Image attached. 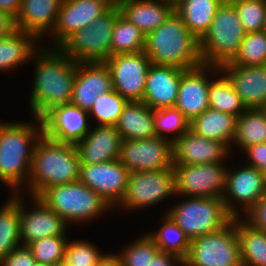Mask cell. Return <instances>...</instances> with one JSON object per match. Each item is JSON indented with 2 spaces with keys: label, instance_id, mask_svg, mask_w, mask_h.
I'll list each match as a JSON object with an SVG mask.
<instances>
[{
  "label": "cell",
  "instance_id": "1",
  "mask_svg": "<svg viewBox=\"0 0 266 266\" xmlns=\"http://www.w3.org/2000/svg\"><path fill=\"white\" fill-rule=\"evenodd\" d=\"M53 49L41 48L40 52L37 50L32 56L36 57V74L30 107L37 122L42 121L55 108L70 105L72 99L76 62L59 48L57 51Z\"/></svg>",
  "mask_w": 266,
  "mask_h": 266
},
{
  "label": "cell",
  "instance_id": "2",
  "mask_svg": "<svg viewBox=\"0 0 266 266\" xmlns=\"http://www.w3.org/2000/svg\"><path fill=\"white\" fill-rule=\"evenodd\" d=\"M143 52L150 63L187 71L203 65L199 39L173 10L156 30L145 36Z\"/></svg>",
  "mask_w": 266,
  "mask_h": 266
},
{
  "label": "cell",
  "instance_id": "3",
  "mask_svg": "<svg viewBox=\"0 0 266 266\" xmlns=\"http://www.w3.org/2000/svg\"><path fill=\"white\" fill-rule=\"evenodd\" d=\"M79 172L75 145L53 140L43 133L34 147L28 191L31 197H38L49 187L79 181Z\"/></svg>",
  "mask_w": 266,
  "mask_h": 266
},
{
  "label": "cell",
  "instance_id": "4",
  "mask_svg": "<svg viewBox=\"0 0 266 266\" xmlns=\"http://www.w3.org/2000/svg\"><path fill=\"white\" fill-rule=\"evenodd\" d=\"M37 124L38 130L36 125L26 123H0V180L15 193L30 175L34 147L43 134L42 121Z\"/></svg>",
  "mask_w": 266,
  "mask_h": 266
},
{
  "label": "cell",
  "instance_id": "5",
  "mask_svg": "<svg viewBox=\"0 0 266 266\" xmlns=\"http://www.w3.org/2000/svg\"><path fill=\"white\" fill-rule=\"evenodd\" d=\"M245 35L234 5L225 0L214 15L206 34L199 40L203 64L220 68L230 63Z\"/></svg>",
  "mask_w": 266,
  "mask_h": 266
},
{
  "label": "cell",
  "instance_id": "6",
  "mask_svg": "<svg viewBox=\"0 0 266 266\" xmlns=\"http://www.w3.org/2000/svg\"><path fill=\"white\" fill-rule=\"evenodd\" d=\"M37 198L66 223L95 218L111 207L99 194L80 181L49 187Z\"/></svg>",
  "mask_w": 266,
  "mask_h": 266
},
{
  "label": "cell",
  "instance_id": "7",
  "mask_svg": "<svg viewBox=\"0 0 266 266\" xmlns=\"http://www.w3.org/2000/svg\"><path fill=\"white\" fill-rule=\"evenodd\" d=\"M179 204L166 214L184 231L190 241L220 230L233 219L222 198L190 197Z\"/></svg>",
  "mask_w": 266,
  "mask_h": 266
},
{
  "label": "cell",
  "instance_id": "8",
  "mask_svg": "<svg viewBox=\"0 0 266 266\" xmlns=\"http://www.w3.org/2000/svg\"><path fill=\"white\" fill-rule=\"evenodd\" d=\"M118 8H110L89 26L74 32L58 48L74 62H104L111 56V39Z\"/></svg>",
  "mask_w": 266,
  "mask_h": 266
},
{
  "label": "cell",
  "instance_id": "9",
  "mask_svg": "<svg viewBox=\"0 0 266 266\" xmlns=\"http://www.w3.org/2000/svg\"><path fill=\"white\" fill-rule=\"evenodd\" d=\"M236 217L218 231L190 241L184 266H240Z\"/></svg>",
  "mask_w": 266,
  "mask_h": 266
},
{
  "label": "cell",
  "instance_id": "10",
  "mask_svg": "<svg viewBox=\"0 0 266 266\" xmlns=\"http://www.w3.org/2000/svg\"><path fill=\"white\" fill-rule=\"evenodd\" d=\"M167 138L122 140L118 160L129 172L172 169V142Z\"/></svg>",
  "mask_w": 266,
  "mask_h": 266
},
{
  "label": "cell",
  "instance_id": "11",
  "mask_svg": "<svg viewBox=\"0 0 266 266\" xmlns=\"http://www.w3.org/2000/svg\"><path fill=\"white\" fill-rule=\"evenodd\" d=\"M222 165V163L173 164L175 194L222 198L227 172V168Z\"/></svg>",
  "mask_w": 266,
  "mask_h": 266
},
{
  "label": "cell",
  "instance_id": "12",
  "mask_svg": "<svg viewBox=\"0 0 266 266\" xmlns=\"http://www.w3.org/2000/svg\"><path fill=\"white\" fill-rule=\"evenodd\" d=\"M105 64L111 73L113 89L128 102L143 101L149 58L141 51L116 54L106 59Z\"/></svg>",
  "mask_w": 266,
  "mask_h": 266
},
{
  "label": "cell",
  "instance_id": "13",
  "mask_svg": "<svg viewBox=\"0 0 266 266\" xmlns=\"http://www.w3.org/2000/svg\"><path fill=\"white\" fill-rule=\"evenodd\" d=\"M176 193L173 169L130 172L119 206L129 210L154 205Z\"/></svg>",
  "mask_w": 266,
  "mask_h": 266
},
{
  "label": "cell",
  "instance_id": "14",
  "mask_svg": "<svg viewBox=\"0 0 266 266\" xmlns=\"http://www.w3.org/2000/svg\"><path fill=\"white\" fill-rule=\"evenodd\" d=\"M129 171L119 160L97 164H80L79 181L99 194L112 207L126 192Z\"/></svg>",
  "mask_w": 266,
  "mask_h": 266
},
{
  "label": "cell",
  "instance_id": "15",
  "mask_svg": "<svg viewBox=\"0 0 266 266\" xmlns=\"http://www.w3.org/2000/svg\"><path fill=\"white\" fill-rule=\"evenodd\" d=\"M265 192L263 172L257 168L246 165V168L243 167L237 172L229 173L227 170L222 199L227 211L233 217H239L240 213L237 212L232 199L243 204L246 214L252 206L265 197Z\"/></svg>",
  "mask_w": 266,
  "mask_h": 266
},
{
  "label": "cell",
  "instance_id": "16",
  "mask_svg": "<svg viewBox=\"0 0 266 266\" xmlns=\"http://www.w3.org/2000/svg\"><path fill=\"white\" fill-rule=\"evenodd\" d=\"M111 90V73L105 62L76 63L71 105L89 112L97 97Z\"/></svg>",
  "mask_w": 266,
  "mask_h": 266
},
{
  "label": "cell",
  "instance_id": "17",
  "mask_svg": "<svg viewBox=\"0 0 266 266\" xmlns=\"http://www.w3.org/2000/svg\"><path fill=\"white\" fill-rule=\"evenodd\" d=\"M110 8L102 0H62L52 31L56 49L74 32L89 26Z\"/></svg>",
  "mask_w": 266,
  "mask_h": 266
},
{
  "label": "cell",
  "instance_id": "18",
  "mask_svg": "<svg viewBox=\"0 0 266 266\" xmlns=\"http://www.w3.org/2000/svg\"><path fill=\"white\" fill-rule=\"evenodd\" d=\"M218 71L225 72L246 109H266V65L225 64Z\"/></svg>",
  "mask_w": 266,
  "mask_h": 266
},
{
  "label": "cell",
  "instance_id": "19",
  "mask_svg": "<svg viewBox=\"0 0 266 266\" xmlns=\"http://www.w3.org/2000/svg\"><path fill=\"white\" fill-rule=\"evenodd\" d=\"M228 149L224 142L201 137L189 130L172 142L173 164L221 163L229 155Z\"/></svg>",
  "mask_w": 266,
  "mask_h": 266
},
{
  "label": "cell",
  "instance_id": "20",
  "mask_svg": "<svg viewBox=\"0 0 266 266\" xmlns=\"http://www.w3.org/2000/svg\"><path fill=\"white\" fill-rule=\"evenodd\" d=\"M219 67L202 65L181 74L175 108L180 110L189 121L201 115L209 107L208 93L210 80L207 70Z\"/></svg>",
  "mask_w": 266,
  "mask_h": 266
},
{
  "label": "cell",
  "instance_id": "21",
  "mask_svg": "<svg viewBox=\"0 0 266 266\" xmlns=\"http://www.w3.org/2000/svg\"><path fill=\"white\" fill-rule=\"evenodd\" d=\"M32 198L36 208L29 212L24 210L19 199L21 245L27 246L35 240L46 237L64 236L67 223L40 199Z\"/></svg>",
  "mask_w": 266,
  "mask_h": 266
},
{
  "label": "cell",
  "instance_id": "22",
  "mask_svg": "<svg viewBox=\"0 0 266 266\" xmlns=\"http://www.w3.org/2000/svg\"><path fill=\"white\" fill-rule=\"evenodd\" d=\"M88 112L73 105L52 110L43 120V133L56 141L75 144L89 132Z\"/></svg>",
  "mask_w": 266,
  "mask_h": 266
},
{
  "label": "cell",
  "instance_id": "23",
  "mask_svg": "<svg viewBox=\"0 0 266 266\" xmlns=\"http://www.w3.org/2000/svg\"><path fill=\"white\" fill-rule=\"evenodd\" d=\"M122 138L113 125H98L77 141L80 164L105 163L119 158Z\"/></svg>",
  "mask_w": 266,
  "mask_h": 266
},
{
  "label": "cell",
  "instance_id": "24",
  "mask_svg": "<svg viewBox=\"0 0 266 266\" xmlns=\"http://www.w3.org/2000/svg\"><path fill=\"white\" fill-rule=\"evenodd\" d=\"M184 70L166 65H150L143 102L152 110L174 107Z\"/></svg>",
  "mask_w": 266,
  "mask_h": 266
},
{
  "label": "cell",
  "instance_id": "25",
  "mask_svg": "<svg viewBox=\"0 0 266 266\" xmlns=\"http://www.w3.org/2000/svg\"><path fill=\"white\" fill-rule=\"evenodd\" d=\"M62 0H21L15 19L16 29L30 33L37 39L53 31ZM47 32V33H46Z\"/></svg>",
  "mask_w": 266,
  "mask_h": 266
},
{
  "label": "cell",
  "instance_id": "26",
  "mask_svg": "<svg viewBox=\"0 0 266 266\" xmlns=\"http://www.w3.org/2000/svg\"><path fill=\"white\" fill-rule=\"evenodd\" d=\"M118 9L146 36L165 22L174 5L167 0H127Z\"/></svg>",
  "mask_w": 266,
  "mask_h": 266
},
{
  "label": "cell",
  "instance_id": "27",
  "mask_svg": "<svg viewBox=\"0 0 266 266\" xmlns=\"http://www.w3.org/2000/svg\"><path fill=\"white\" fill-rule=\"evenodd\" d=\"M116 129L122 140L156 137L153 110L143 101H130L119 116Z\"/></svg>",
  "mask_w": 266,
  "mask_h": 266
},
{
  "label": "cell",
  "instance_id": "28",
  "mask_svg": "<svg viewBox=\"0 0 266 266\" xmlns=\"http://www.w3.org/2000/svg\"><path fill=\"white\" fill-rule=\"evenodd\" d=\"M236 125L237 116L208 108L190 121V130L201 137L221 141L231 146L229 142L232 143L235 138Z\"/></svg>",
  "mask_w": 266,
  "mask_h": 266
},
{
  "label": "cell",
  "instance_id": "29",
  "mask_svg": "<svg viewBox=\"0 0 266 266\" xmlns=\"http://www.w3.org/2000/svg\"><path fill=\"white\" fill-rule=\"evenodd\" d=\"M225 0H180L174 10L186 27L200 40L207 32L218 8Z\"/></svg>",
  "mask_w": 266,
  "mask_h": 266
},
{
  "label": "cell",
  "instance_id": "30",
  "mask_svg": "<svg viewBox=\"0 0 266 266\" xmlns=\"http://www.w3.org/2000/svg\"><path fill=\"white\" fill-rule=\"evenodd\" d=\"M37 38L30 33L16 29L10 35L0 38V71L17 67L36 53Z\"/></svg>",
  "mask_w": 266,
  "mask_h": 266
},
{
  "label": "cell",
  "instance_id": "31",
  "mask_svg": "<svg viewBox=\"0 0 266 266\" xmlns=\"http://www.w3.org/2000/svg\"><path fill=\"white\" fill-rule=\"evenodd\" d=\"M236 217L240 259L243 266H266V231L251 227Z\"/></svg>",
  "mask_w": 266,
  "mask_h": 266
},
{
  "label": "cell",
  "instance_id": "32",
  "mask_svg": "<svg viewBox=\"0 0 266 266\" xmlns=\"http://www.w3.org/2000/svg\"><path fill=\"white\" fill-rule=\"evenodd\" d=\"M13 197V198H12ZM0 208V262L15 248L21 246L18 193Z\"/></svg>",
  "mask_w": 266,
  "mask_h": 266
},
{
  "label": "cell",
  "instance_id": "33",
  "mask_svg": "<svg viewBox=\"0 0 266 266\" xmlns=\"http://www.w3.org/2000/svg\"><path fill=\"white\" fill-rule=\"evenodd\" d=\"M233 141L241 150L266 142V109H246L240 114Z\"/></svg>",
  "mask_w": 266,
  "mask_h": 266
},
{
  "label": "cell",
  "instance_id": "34",
  "mask_svg": "<svg viewBox=\"0 0 266 266\" xmlns=\"http://www.w3.org/2000/svg\"><path fill=\"white\" fill-rule=\"evenodd\" d=\"M145 35L133 23L119 14L116 17L111 39V56L137 53L144 50Z\"/></svg>",
  "mask_w": 266,
  "mask_h": 266
},
{
  "label": "cell",
  "instance_id": "35",
  "mask_svg": "<svg viewBox=\"0 0 266 266\" xmlns=\"http://www.w3.org/2000/svg\"><path fill=\"white\" fill-rule=\"evenodd\" d=\"M208 100L210 108L237 117L246 110L226 75L214 81L210 80Z\"/></svg>",
  "mask_w": 266,
  "mask_h": 266
},
{
  "label": "cell",
  "instance_id": "36",
  "mask_svg": "<svg viewBox=\"0 0 266 266\" xmlns=\"http://www.w3.org/2000/svg\"><path fill=\"white\" fill-rule=\"evenodd\" d=\"M163 223L160 231L149 234V236L160 251L176 255L184 260L189 251L190 240L167 214Z\"/></svg>",
  "mask_w": 266,
  "mask_h": 266
},
{
  "label": "cell",
  "instance_id": "37",
  "mask_svg": "<svg viewBox=\"0 0 266 266\" xmlns=\"http://www.w3.org/2000/svg\"><path fill=\"white\" fill-rule=\"evenodd\" d=\"M228 65H266V33H246L235 58Z\"/></svg>",
  "mask_w": 266,
  "mask_h": 266
},
{
  "label": "cell",
  "instance_id": "38",
  "mask_svg": "<svg viewBox=\"0 0 266 266\" xmlns=\"http://www.w3.org/2000/svg\"><path fill=\"white\" fill-rule=\"evenodd\" d=\"M155 131L157 137L165 138V132H175L171 142L190 130V121L175 107L153 110Z\"/></svg>",
  "mask_w": 266,
  "mask_h": 266
},
{
  "label": "cell",
  "instance_id": "39",
  "mask_svg": "<svg viewBox=\"0 0 266 266\" xmlns=\"http://www.w3.org/2000/svg\"><path fill=\"white\" fill-rule=\"evenodd\" d=\"M127 102L113 89L99 95L88 114L94 115L99 121V125L115 126Z\"/></svg>",
  "mask_w": 266,
  "mask_h": 266
},
{
  "label": "cell",
  "instance_id": "40",
  "mask_svg": "<svg viewBox=\"0 0 266 266\" xmlns=\"http://www.w3.org/2000/svg\"><path fill=\"white\" fill-rule=\"evenodd\" d=\"M235 7L246 33L264 30L266 0H229Z\"/></svg>",
  "mask_w": 266,
  "mask_h": 266
},
{
  "label": "cell",
  "instance_id": "41",
  "mask_svg": "<svg viewBox=\"0 0 266 266\" xmlns=\"http://www.w3.org/2000/svg\"><path fill=\"white\" fill-rule=\"evenodd\" d=\"M65 236H51L38 239L27 247L31 250L37 264H54L64 260L67 245Z\"/></svg>",
  "mask_w": 266,
  "mask_h": 266
},
{
  "label": "cell",
  "instance_id": "42",
  "mask_svg": "<svg viewBox=\"0 0 266 266\" xmlns=\"http://www.w3.org/2000/svg\"><path fill=\"white\" fill-rule=\"evenodd\" d=\"M135 241L125 248L123 254H118L122 266H150L160 249L149 235L141 236Z\"/></svg>",
  "mask_w": 266,
  "mask_h": 266
},
{
  "label": "cell",
  "instance_id": "43",
  "mask_svg": "<svg viewBox=\"0 0 266 266\" xmlns=\"http://www.w3.org/2000/svg\"><path fill=\"white\" fill-rule=\"evenodd\" d=\"M104 255L90 242L78 240L67 242L64 260L72 266H96Z\"/></svg>",
  "mask_w": 266,
  "mask_h": 266
},
{
  "label": "cell",
  "instance_id": "44",
  "mask_svg": "<svg viewBox=\"0 0 266 266\" xmlns=\"http://www.w3.org/2000/svg\"><path fill=\"white\" fill-rule=\"evenodd\" d=\"M36 259L27 246L13 249L1 262L0 266H36Z\"/></svg>",
  "mask_w": 266,
  "mask_h": 266
},
{
  "label": "cell",
  "instance_id": "45",
  "mask_svg": "<svg viewBox=\"0 0 266 266\" xmlns=\"http://www.w3.org/2000/svg\"><path fill=\"white\" fill-rule=\"evenodd\" d=\"M247 224L251 227L266 231V198H261L254 206H252L247 212Z\"/></svg>",
  "mask_w": 266,
  "mask_h": 266
},
{
  "label": "cell",
  "instance_id": "46",
  "mask_svg": "<svg viewBox=\"0 0 266 266\" xmlns=\"http://www.w3.org/2000/svg\"><path fill=\"white\" fill-rule=\"evenodd\" d=\"M243 151L251 159L249 166L255 167L261 172L266 171V142L252 145Z\"/></svg>",
  "mask_w": 266,
  "mask_h": 266
},
{
  "label": "cell",
  "instance_id": "47",
  "mask_svg": "<svg viewBox=\"0 0 266 266\" xmlns=\"http://www.w3.org/2000/svg\"><path fill=\"white\" fill-rule=\"evenodd\" d=\"M175 263L177 265L179 263L180 265L182 264L181 266H184V260L181 259L180 257L170 254V253L160 251L155 256L153 261H151L150 266H175L176 265Z\"/></svg>",
  "mask_w": 266,
  "mask_h": 266
},
{
  "label": "cell",
  "instance_id": "48",
  "mask_svg": "<svg viewBox=\"0 0 266 266\" xmlns=\"http://www.w3.org/2000/svg\"><path fill=\"white\" fill-rule=\"evenodd\" d=\"M21 9V0H0V12H3L14 20Z\"/></svg>",
  "mask_w": 266,
  "mask_h": 266
},
{
  "label": "cell",
  "instance_id": "49",
  "mask_svg": "<svg viewBox=\"0 0 266 266\" xmlns=\"http://www.w3.org/2000/svg\"><path fill=\"white\" fill-rule=\"evenodd\" d=\"M15 30V20L9 15L0 12V38L10 35Z\"/></svg>",
  "mask_w": 266,
  "mask_h": 266
},
{
  "label": "cell",
  "instance_id": "50",
  "mask_svg": "<svg viewBox=\"0 0 266 266\" xmlns=\"http://www.w3.org/2000/svg\"><path fill=\"white\" fill-rule=\"evenodd\" d=\"M96 266H122V263L117 254H105Z\"/></svg>",
  "mask_w": 266,
  "mask_h": 266
},
{
  "label": "cell",
  "instance_id": "51",
  "mask_svg": "<svg viewBox=\"0 0 266 266\" xmlns=\"http://www.w3.org/2000/svg\"><path fill=\"white\" fill-rule=\"evenodd\" d=\"M111 8H119L127 0H102Z\"/></svg>",
  "mask_w": 266,
  "mask_h": 266
},
{
  "label": "cell",
  "instance_id": "52",
  "mask_svg": "<svg viewBox=\"0 0 266 266\" xmlns=\"http://www.w3.org/2000/svg\"><path fill=\"white\" fill-rule=\"evenodd\" d=\"M55 266H72V265L66 262L65 260H62L58 262Z\"/></svg>",
  "mask_w": 266,
  "mask_h": 266
},
{
  "label": "cell",
  "instance_id": "53",
  "mask_svg": "<svg viewBox=\"0 0 266 266\" xmlns=\"http://www.w3.org/2000/svg\"><path fill=\"white\" fill-rule=\"evenodd\" d=\"M169 1L170 3H172L173 5H175L177 2H179L180 0H167Z\"/></svg>",
  "mask_w": 266,
  "mask_h": 266
},
{
  "label": "cell",
  "instance_id": "54",
  "mask_svg": "<svg viewBox=\"0 0 266 266\" xmlns=\"http://www.w3.org/2000/svg\"><path fill=\"white\" fill-rule=\"evenodd\" d=\"M36 266H55L54 264H37Z\"/></svg>",
  "mask_w": 266,
  "mask_h": 266
},
{
  "label": "cell",
  "instance_id": "55",
  "mask_svg": "<svg viewBox=\"0 0 266 266\" xmlns=\"http://www.w3.org/2000/svg\"><path fill=\"white\" fill-rule=\"evenodd\" d=\"M263 176H264V185H265V189H266V171L263 172Z\"/></svg>",
  "mask_w": 266,
  "mask_h": 266
},
{
  "label": "cell",
  "instance_id": "56",
  "mask_svg": "<svg viewBox=\"0 0 266 266\" xmlns=\"http://www.w3.org/2000/svg\"><path fill=\"white\" fill-rule=\"evenodd\" d=\"M263 31L266 33V20H265V27H264Z\"/></svg>",
  "mask_w": 266,
  "mask_h": 266
}]
</instances>
